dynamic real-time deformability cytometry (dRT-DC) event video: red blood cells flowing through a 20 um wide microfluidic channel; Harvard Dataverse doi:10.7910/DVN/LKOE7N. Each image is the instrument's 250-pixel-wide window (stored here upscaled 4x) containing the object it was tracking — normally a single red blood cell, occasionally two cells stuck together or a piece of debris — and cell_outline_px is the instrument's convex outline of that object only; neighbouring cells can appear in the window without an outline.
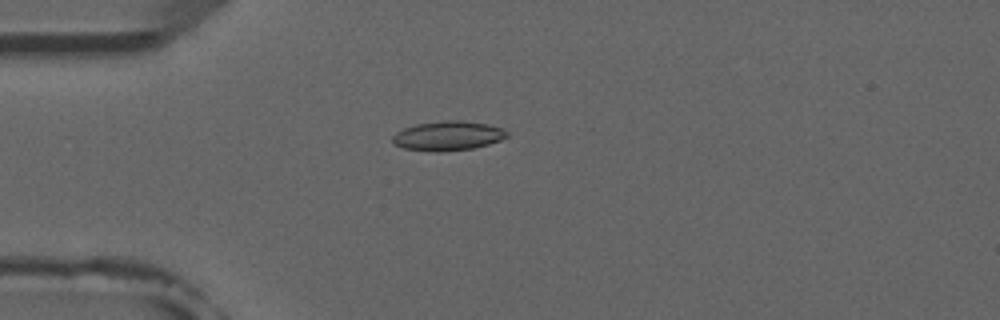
{"species": "common noctule bat (a hibernating species)", "species_latin": "Nyctalus noctula", "temperature_condition": "room temperature", "stored_images_in_passage": 5, "camera_frame_rate_fps": 3000, "um_per_image_px": 0.085, "animal": {"sex": "male", "forearm_length_mm": 52.5}, "frame": {"image": 1, "passage_image": 5, "time_ms": 4.333, "image_size_px": [1000, 320], "cell_outline_px": [[508, 136], [500, 140], [488, 144], [472, 148], [436, 152], [404, 148], [392, 144], [392, 136], [396, 132], [404, 128], [416, 124], [444, 120], [460, 120], [488, 124], [504, 128], [508, 132]], "centroid_in_image_um": [38.07, 11.53], "position_along_channel_um": 46.9, "area_um2": 19.65}}